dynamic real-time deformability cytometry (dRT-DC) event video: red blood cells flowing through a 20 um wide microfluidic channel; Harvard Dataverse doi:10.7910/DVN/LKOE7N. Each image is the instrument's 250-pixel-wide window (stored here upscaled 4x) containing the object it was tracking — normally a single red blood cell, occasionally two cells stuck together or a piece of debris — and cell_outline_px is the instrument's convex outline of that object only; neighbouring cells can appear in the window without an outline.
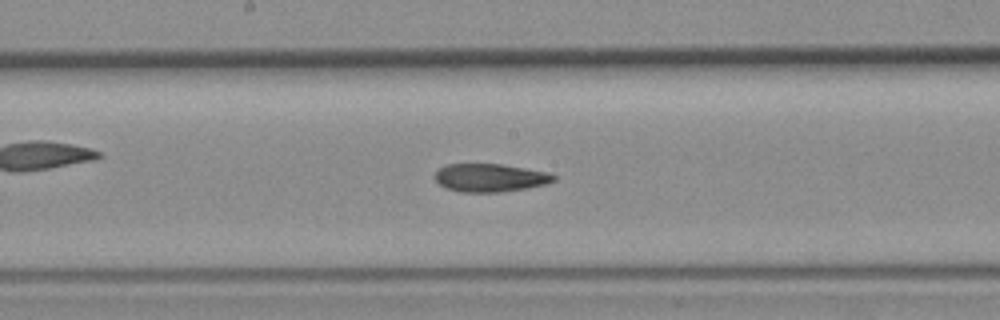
{"species": "common noctule bat (a hibernating species)", "species_latin": "Nyctalus noctula", "temperature_condition": "room temperature", "stored_images_in_passage": 25, "camera_frame_rate_fps": 3000, "um_per_image_px": 0.085, "animal": {"sex": "female", "body_mass_g": 19.3, "forearm_length_mm": 54.1}, "frame": {"image": 1, "passage_image": 14, "time_ms": 4.333, "image_size_px": [1000, 320], "cell_outline_px": [[556, 180], [548, 184], [500, 192], [460, 192], [444, 188], [432, 176], [440, 168], [448, 164], [500, 164], [548, 172], [556, 176]], "centroid_in_image_um": [41.64, 15.11], "position_along_channel_um": 206.6, "area_um2": 19.48}}
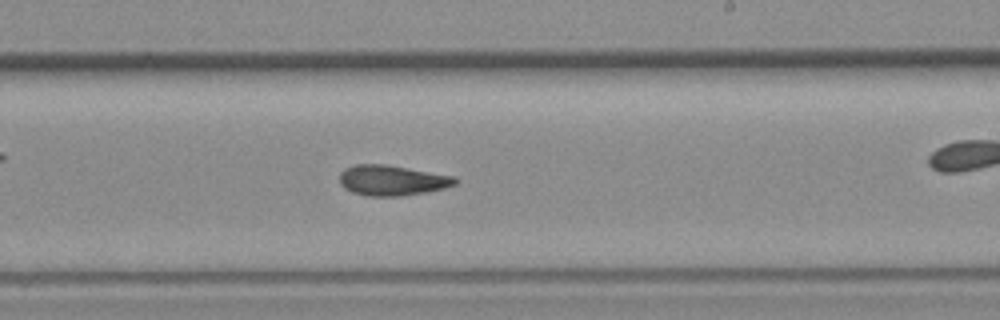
{"frame": {"image": 2, "passage_image": 17, "time_ms": 5.333, "image_size_px": [1000, 320], "cell_outline_px": [[460, 180], [456, 184], [444, 188], [424, 192], [400, 196], [368, 196], [352, 192], [344, 188], [340, 184], [340, 172], [344, 168], [356, 164], [388, 164], [456, 176]], "centroid_in_image_um": [33.34, 15.31], "position_along_channel_um": 255.7, "area_um2": 20.69}}